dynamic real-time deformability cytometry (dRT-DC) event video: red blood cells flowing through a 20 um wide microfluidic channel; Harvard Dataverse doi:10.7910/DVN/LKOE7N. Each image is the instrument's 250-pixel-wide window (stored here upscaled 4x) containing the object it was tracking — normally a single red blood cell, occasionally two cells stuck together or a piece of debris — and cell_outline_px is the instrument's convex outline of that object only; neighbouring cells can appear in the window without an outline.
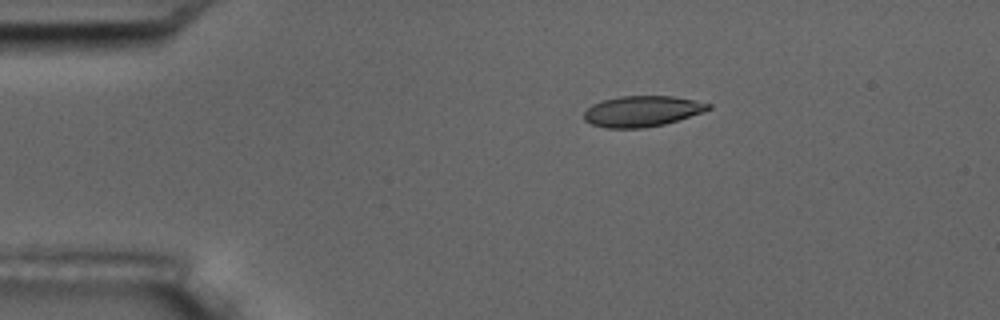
{"species": "common noctule bat (a hibernating species)", "species_latin": "Nyctalus noctula", "temperature_condition": "room temperature", "stored_images_in_passage": 14, "camera_frame_rate_fps": 3000, "um_per_image_px": 0.085, "animal": {"sex": "male", "body_mass_g": 17.5, "forearm_length_mm": 52.3}, "frame": {"image": 1, "passage_image": 1, "time_ms": 0.0, "image_size_px": [1000, 320], "cell_outline_px": [[712, 108], [704, 112], [664, 124], [644, 128], [604, 128], [592, 124], [584, 120], [584, 112], [592, 104], [604, 100], [620, 96], [672, 96], [696, 100], [712, 104]], "centroid_in_image_um": [54.6, 9.45], "position_along_channel_um": 30.4, "area_um2": 22.37}}
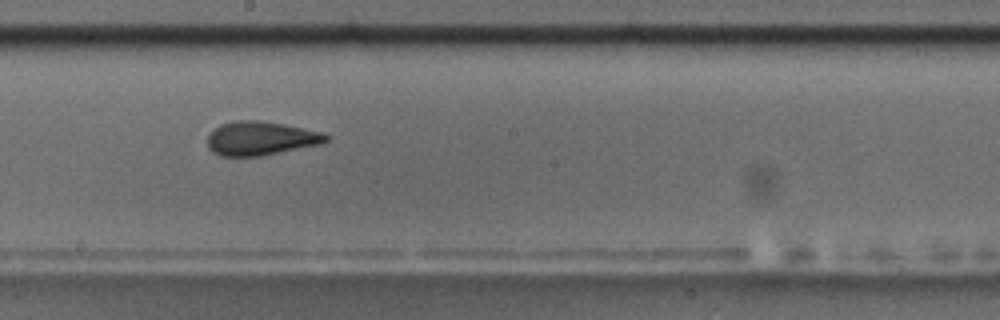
{"frame": {"image": 2, "passage_image": 7, "time_ms": 7.0, "image_size_px": [1000, 320], "cell_outline_px": [[332, 136], [328, 140], [320, 144], [260, 156], [220, 156], [212, 152], [208, 148], [208, 136], [220, 124], [236, 120], [256, 120], [284, 124], [320, 132]], "centroid_in_image_um": [22.15, 11.76], "position_along_channel_um": 226.1, "area_um2": 23.24}}
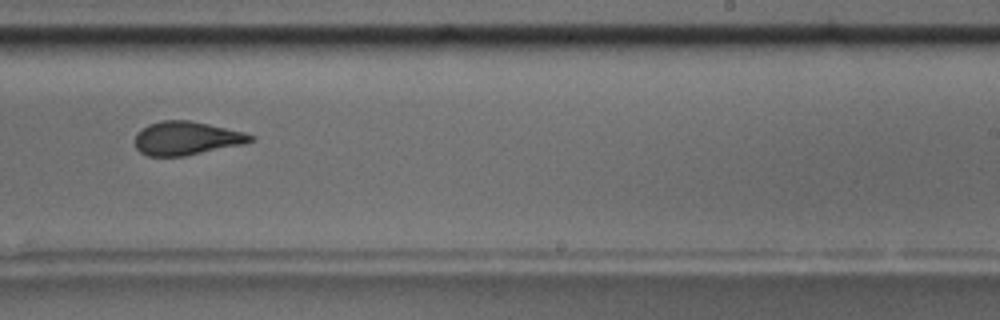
{"frame": {"image": 3, "passage_image": 8, "time_ms": 8.333, "image_size_px": [1000, 320], "cell_outline_px": [[256, 136], [252, 140], [240, 144], [184, 156], [148, 156], [140, 152], [136, 148], [136, 132], [140, 128], [148, 124], [160, 120], [188, 120], [208, 124], [244, 132]], "centroid_in_image_um": [15.79, 11.74], "position_along_channel_um": 273.2, "area_um2": 22.37}, "authors_computed_cell_mechanics": {"area_um2": 23.0044, "velocity_mm_per_s": 3.5362, "shape_relaxation_time_tau1_ms": 4.802, "shape_relaxation_time_tau2_ms": 1.3366, "deformation_change_tau1": 0.1517, "deformation_change_tau2": 0.071}}